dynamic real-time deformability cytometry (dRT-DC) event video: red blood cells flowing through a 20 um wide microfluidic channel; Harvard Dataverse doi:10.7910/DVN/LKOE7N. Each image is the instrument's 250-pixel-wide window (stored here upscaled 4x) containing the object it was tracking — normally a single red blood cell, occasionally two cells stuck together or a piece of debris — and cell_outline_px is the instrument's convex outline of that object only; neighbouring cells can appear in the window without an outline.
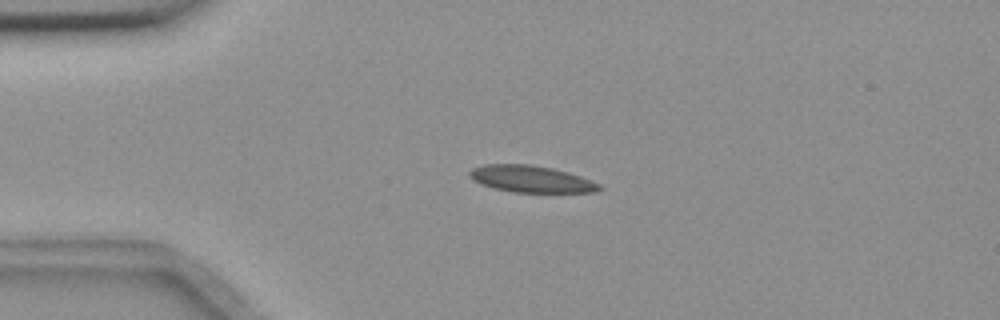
{"species": "common noctule bat (a hibernating species)", "species_latin": "Nyctalus noctula", "temperature_condition": "room temperature", "stored_images_in_passage": 6, "camera_frame_rate_fps": 3000, "um_per_image_px": 0.085, "animal": {"sex": "female", "body_mass_g": 18.4}, "frame": {"image": 1, "passage_image": 4, "time_ms": 1.0, "image_size_px": [1000, 320], "cell_outline_px": [[604, 188], [596, 192], [512, 192], [492, 188], [480, 184], [472, 180], [468, 176], [468, 172], [472, 168], [484, 164], [528, 164], [552, 168], [568, 172], [580, 176], [600, 184]], "centroid_in_image_um": [45.11, 15.21], "position_along_channel_um": 39.9, "area_um2": 20.4}}